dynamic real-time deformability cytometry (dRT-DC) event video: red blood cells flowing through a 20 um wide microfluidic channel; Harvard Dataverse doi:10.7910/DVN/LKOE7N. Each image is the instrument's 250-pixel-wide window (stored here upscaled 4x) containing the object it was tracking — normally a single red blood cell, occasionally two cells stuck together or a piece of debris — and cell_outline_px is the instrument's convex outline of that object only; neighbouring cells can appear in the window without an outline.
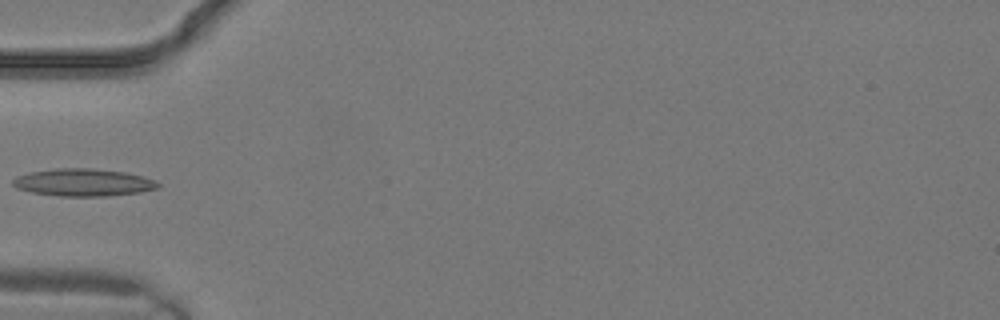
{"species": "common noctule bat (a hibernating species)", "species_latin": "Nyctalus noctula", "temperature_condition": "warm", "stored_images_in_passage": 8, "camera_frame_rate_fps": 3000, "um_per_image_px": 0.085, "animal": {"sex": "male", "body_mass_g": 19.2, "forearm_length_mm": 51.8}, "frame": {"image": 1, "passage_image": 4, "time_ms": 1.0, "image_size_px": [1000, 320], "cell_outline_px": [[160, 188], [140, 192], [108, 196], [60, 196], [32, 192], [16, 188], [12, 184], [12, 180], [16, 176], [32, 172], [56, 168], [92, 168], [124, 172], [140, 176], [152, 180], [160, 184]], "centroid_in_image_um": [7.06, 15.51], "position_along_channel_um": 77.9, "area_um2": 23.06}}
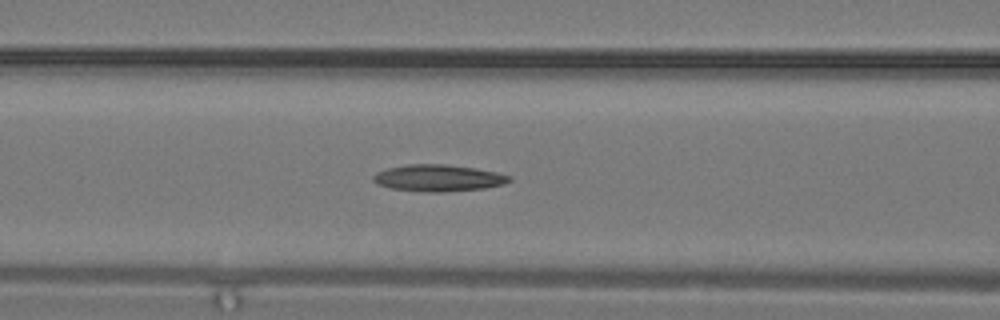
{"frame": {"image": 2, "passage_image": 6, "time_ms": 1.667, "image_size_px": [1000, 320], "cell_outline_px": [[512, 180], [504, 184], [484, 188], [444, 192], [420, 192], [392, 188], [376, 184], [372, 180], [372, 176], [376, 172], [388, 168], [408, 164], [444, 164], [476, 168], [496, 172], [512, 176]], "centroid_in_image_um": [37.25, 15.13], "position_along_channel_um": 129.4, "area_um2": 21.33}}
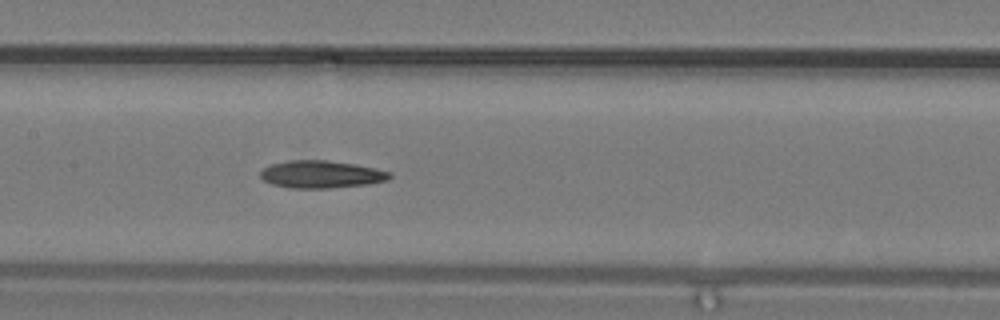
{"frame": {"image": 3, "passage_image": 8, "time_ms": 2.333, "image_size_px": [1000, 320], "cell_outline_px": [[392, 176], [388, 180], [368, 184], [328, 188], [292, 188], [272, 184], [264, 180], [260, 176], [260, 172], [264, 168], [272, 164], [288, 160], [328, 160], [356, 164], [376, 168], [392, 172]], "centroid_in_image_um": [27.34, 14.81], "position_along_channel_um": 180.1, "area_um2": 20.75}}